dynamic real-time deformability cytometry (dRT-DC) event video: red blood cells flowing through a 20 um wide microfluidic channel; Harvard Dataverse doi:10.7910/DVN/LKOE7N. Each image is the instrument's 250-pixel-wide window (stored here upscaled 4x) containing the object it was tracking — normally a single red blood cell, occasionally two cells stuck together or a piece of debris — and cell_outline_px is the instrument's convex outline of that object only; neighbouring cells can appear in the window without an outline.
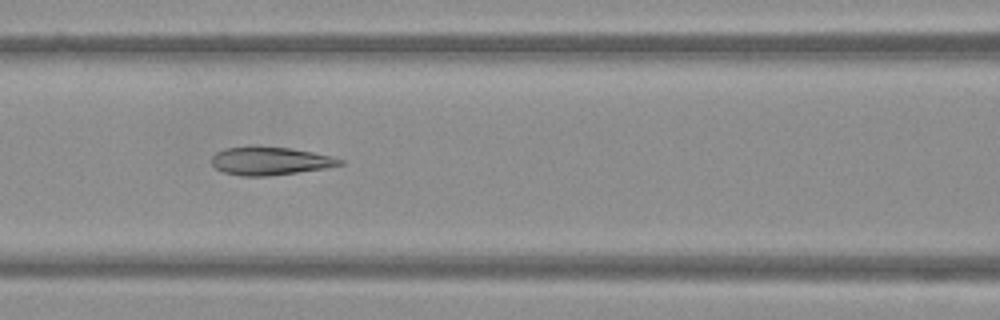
{"species": "Egyptian fruit bat (a non-hibernating species)", "species_latin": "Rousettus aegyptiacus", "temperature_condition": "warm", "stored_images_in_passage": 50, "camera_frame_rate_fps": 3000, "um_per_image_px": 0.085, "frame": {"image": 1, "passage_image": 22, "time_ms": 7.0, "image_size_px": [1000, 320], "cell_outline_px": [[344, 164], [328, 168], [268, 176], [240, 176], [224, 172], [216, 168], [212, 164], [212, 156], [216, 152], [224, 148], [252, 144], [256, 144], [292, 148], [332, 156], [344, 160]], "centroid_in_image_um": [22.95, 13.65], "position_along_channel_um": 143.6, "area_um2": 21.68}}
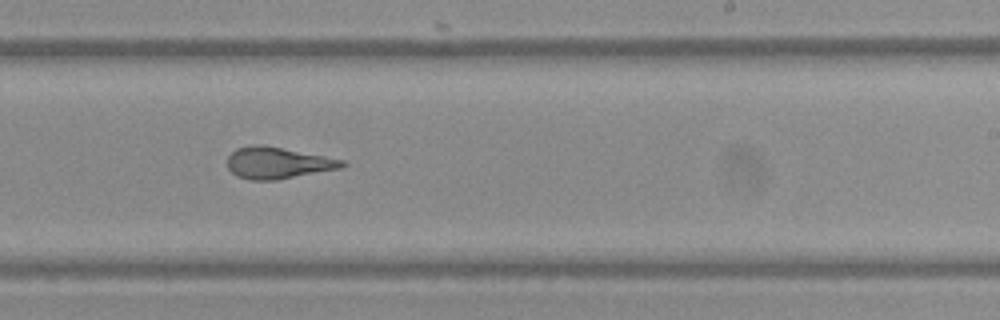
{"frame": {"image": 2, "passage_image": 31, "time_ms": 10.0, "image_size_px": [1000, 320], "cell_outline_px": [[348, 164], [340, 168], [276, 180], [252, 180], [236, 176], [228, 168], [228, 156], [236, 148], [252, 144], [264, 144], [344, 160]], "centroid_in_image_um": [23.58, 13.83], "position_along_channel_um": 265.4, "area_um2": 21.1}}
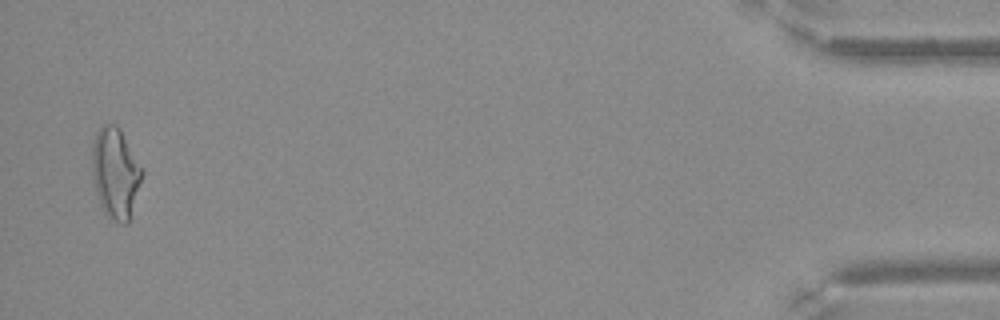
{"frame": {"image": 3, "passage_image": 49, "time_ms": 16.0, "image_size_px": [1000, 320], "cell_outline_px": [[144, 172], [128, 224], [120, 224], [104, 212], [100, 204], [92, 176], [92, 144], [96, 132], [100, 124], [116, 124], [120, 128], [144, 168]], "centroid_in_image_um": [9.83, 14.66], "position_along_channel_um": 425.4, "area_um2": 26.7}}